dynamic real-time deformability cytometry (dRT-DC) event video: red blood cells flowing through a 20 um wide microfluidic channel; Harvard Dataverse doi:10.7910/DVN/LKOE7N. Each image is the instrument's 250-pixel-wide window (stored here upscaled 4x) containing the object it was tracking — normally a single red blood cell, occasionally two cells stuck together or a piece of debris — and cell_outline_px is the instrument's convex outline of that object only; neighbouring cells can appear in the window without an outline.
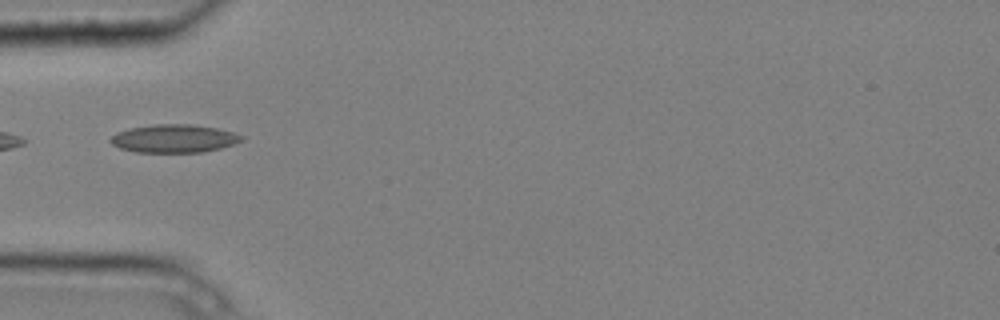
{"species": "common noctule bat (a hibernating species)", "species_latin": "Nyctalus noctula", "temperature_condition": "cold", "stored_images_in_passage": 7, "camera_frame_rate_fps": 3000, "um_per_image_px": 0.085, "animal": {"sex": "male", "body_mass_g": 20.4}, "frame": {"image": 1, "passage_image": 5, "time_ms": 1.333, "image_size_px": [1000, 320], "cell_outline_px": [[244, 140], [220, 148], [204, 152], [136, 152], [120, 148], [112, 144], [108, 140], [116, 132], [132, 128], [152, 124], [192, 124], [216, 128], [232, 132], [244, 136]], "centroid_in_image_um": [14.78, 11.77], "position_along_channel_um": 70.2, "area_um2": 21.44}}
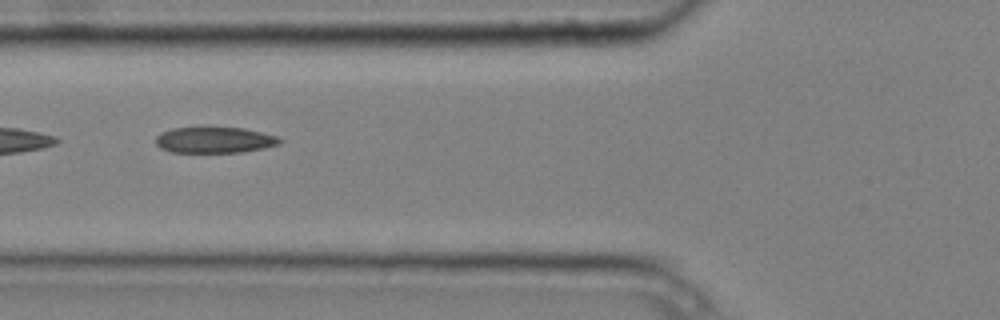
{"frame": {"image": 2, "passage_image": 6, "time_ms": 1.667, "image_size_px": [1000, 320], "cell_outline_px": [[284, 140], [280, 144], [264, 148], [244, 152], [172, 152], [160, 148], [156, 144], [156, 136], [160, 132], [172, 128], [244, 128], [276, 136]], "centroid_in_image_um": [18.24, 11.91], "position_along_channel_um": 107.6, "area_um2": 18.73}}
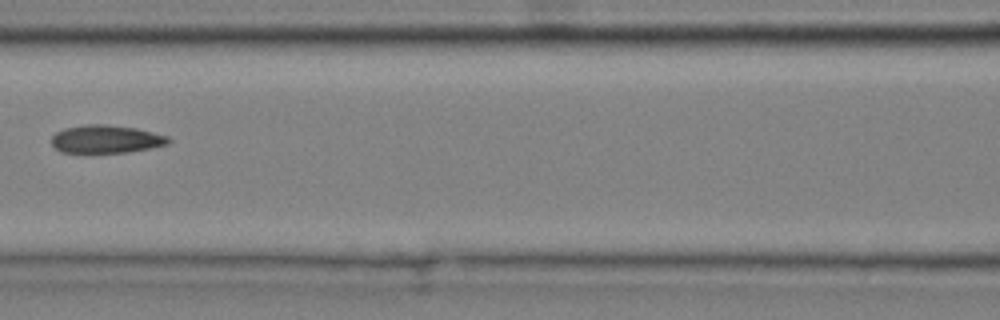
{"frame": {"image": 3, "passage_image": 7, "time_ms": 2.0, "image_size_px": [1000, 320], "cell_outline_px": [[172, 140], [168, 144], [148, 148], [124, 152], [60, 152], [52, 144], [52, 136], [56, 132], [64, 128], [84, 124], [104, 124], [136, 128], [168, 136]], "centroid_in_image_um": [9.0, 11.81], "position_along_channel_um": 157.6, "area_um2": 18.9}}